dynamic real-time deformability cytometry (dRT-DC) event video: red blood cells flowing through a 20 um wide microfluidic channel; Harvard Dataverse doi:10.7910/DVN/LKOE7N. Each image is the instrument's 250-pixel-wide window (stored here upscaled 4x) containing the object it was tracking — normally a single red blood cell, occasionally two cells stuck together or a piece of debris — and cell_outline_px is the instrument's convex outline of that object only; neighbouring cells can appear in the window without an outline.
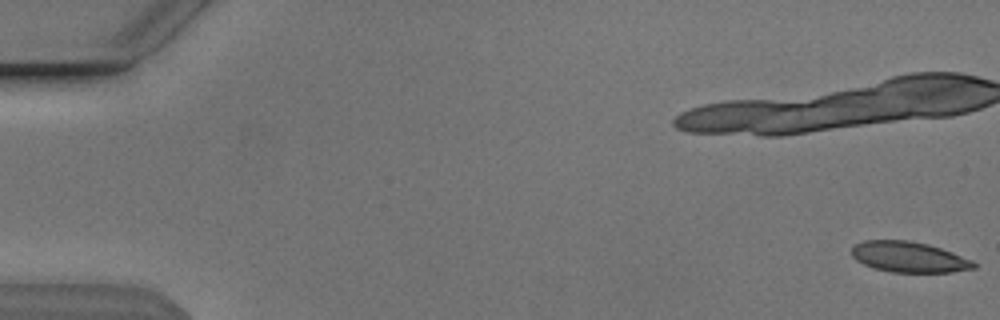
{"species": "Egyptian fruit bat (a non-hibernating species)", "species_latin": "Rousettus aegyptiacus", "temperature_condition": "cold", "stored_images_in_passage": 22, "camera_frame_rate_fps": 3000, "um_per_image_px": 0.085, "animal": {"sex": "male"}, "frame": {"image": 1, "passage_image": 1, "time_ms": 0.0, "image_size_px": [1000, 320], "cell_outline_px": [[976, 268], [952, 272], [892, 272], [872, 268], [856, 260], [852, 256], [852, 248], [856, 244], [864, 240], [908, 240], [928, 244], [952, 252], [972, 260], [976, 264]], "centroid_in_image_um": [77.25, 21.85], "position_along_channel_um": 7.7, "area_um2": 21.79}}